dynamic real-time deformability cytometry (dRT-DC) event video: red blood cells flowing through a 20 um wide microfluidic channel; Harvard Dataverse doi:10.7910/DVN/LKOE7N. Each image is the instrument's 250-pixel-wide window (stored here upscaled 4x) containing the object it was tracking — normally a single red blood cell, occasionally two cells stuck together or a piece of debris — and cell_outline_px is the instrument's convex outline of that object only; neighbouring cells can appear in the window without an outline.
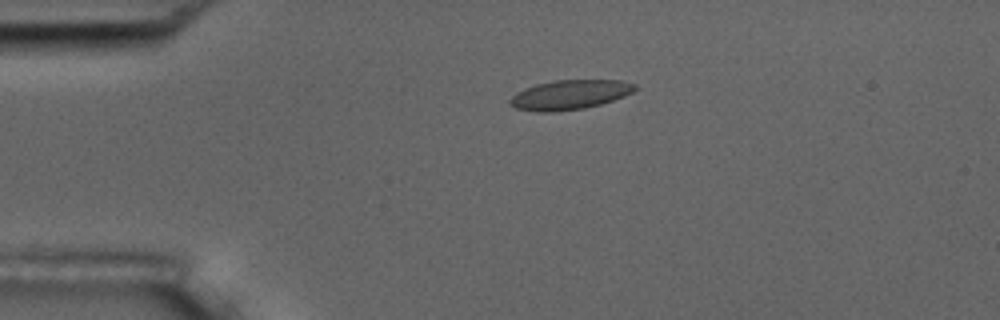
{"species": "common noctule bat (a hibernating species)", "species_latin": "Nyctalus noctula", "temperature_condition": "room temperature", "stored_images_in_passage": 4, "camera_frame_rate_fps": 3000, "um_per_image_px": 0.085, "animal": {"sex": "male", "body_mass_g": 17.5, "forearm_length_mm": 52.3}, "frame": {"image": 1, "passage_image": 3, "time_ms": 2.333, "image_size_px": [1000, 320], "cell_outline_px": [[636, 88], [632, 92], [624, 96], [600, 104], [584, 108], [556, 112], [536, 112], [516, 108], [508, 104], [508, 100], [516, 92], [524, 88], [536, 84], [552, 80], [620, 80], [636, 84]], "centroid_in_image_um": [48.37, 8.05], "position_along_channel_um": 36.6, "area_um2": 21.62}}